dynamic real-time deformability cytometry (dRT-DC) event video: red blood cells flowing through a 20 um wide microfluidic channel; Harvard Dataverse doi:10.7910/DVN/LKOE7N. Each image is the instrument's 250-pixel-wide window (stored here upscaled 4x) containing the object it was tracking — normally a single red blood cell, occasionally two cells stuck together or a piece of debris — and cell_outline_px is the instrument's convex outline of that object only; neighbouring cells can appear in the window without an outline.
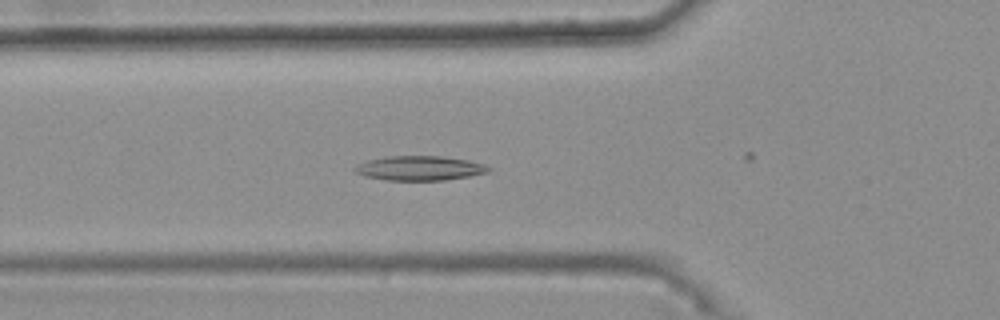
{"species": "common noctule bat (a hibernating species)", "species_latin": "Nyctalus noctula", "temperature_condition": "warm", "stored_images_in_passage": 30, "camera_frame_rate_fps": 3000, "um_per_image_px": 0.085, "animal": {"sex": "female", "body_mass_g": 25.1}, "frame": {"image": 1, "passage_image": 2, "time_ms": 0.333, "image_size_px": [1000, 320], "cell_outline_px": [[492, 168], [488, 172], [468, 176], [444, 180], [384, 180], [364, 176], [356, 172], [352, 168], [368, 160], [388, 156], [440, 156], [468, 160], [484, 164]], "centroid_in_image_um": [35.67, 14.29], "position_along_channel_um": 90.1, "area_um2": 18.96}}
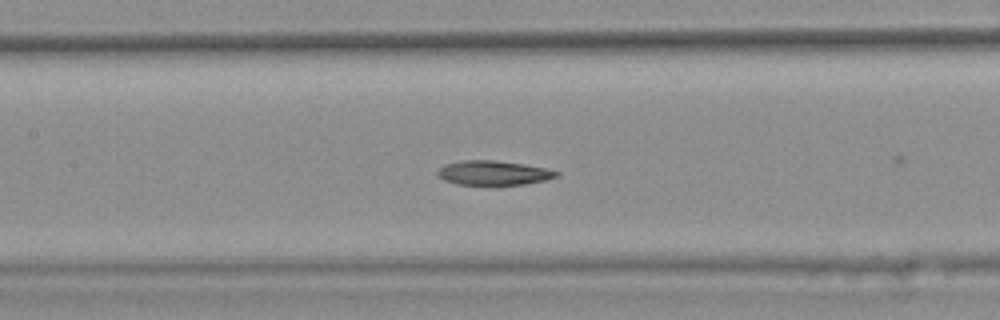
{"frame": {"image": 2, "passage_image": 8, "time_ms": 2.333, "image_size_px": [1000, 320], "cell_outline_px": [[560, 172], [556, 176], [544, 180], [524, 184], [456, 184], [444, 180], [436, 172], [444, 164], [464, 160], [496, 160], [524, 164], [544, 168]], "centroid_in_image_um": [41.91, 14.68], "position_along_channel_um": 165.5, "area_um2": 16.59}}
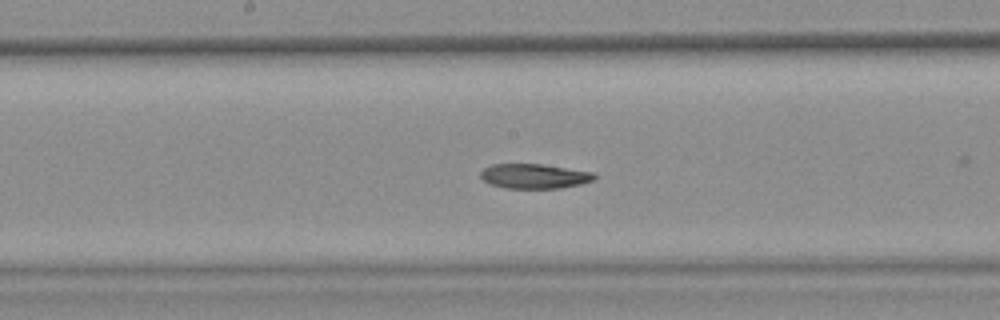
{"frame": {"image": 3, "passage_image": 11, "time_ms": 3.333, "image_size_px": [1000, 320], "cell_outline_px": [[596, 180], [580, 184], [560, 188], [504, 188], [492, 184], [484, 180], [480, 176], [480, 172], [484, 168], [492, 164], [540, 164], [596, 172]], "centroid_in_image_um": [45.46, 14.97], "position_along_channel_um": 202.7, "area_um2": 16.42}}